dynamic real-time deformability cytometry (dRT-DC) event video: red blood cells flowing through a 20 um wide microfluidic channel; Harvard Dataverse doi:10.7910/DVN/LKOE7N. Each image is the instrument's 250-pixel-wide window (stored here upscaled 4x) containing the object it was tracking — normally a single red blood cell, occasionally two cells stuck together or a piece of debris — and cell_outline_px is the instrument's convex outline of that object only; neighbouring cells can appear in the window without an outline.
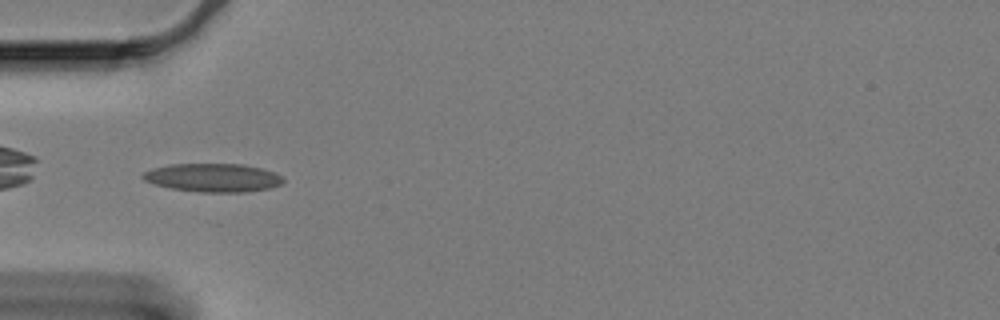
{"species": "Egyptian fruit bat (a non-hibernating species)", "species_latin": "Rousettus aegyptiacus", "temperature_condition": "cold", "stored_images_in_passage": 45, "camera_frame_rate_fps": 3000, "um_per_image_px": 0.085, "animal": {"sex": "female"}, "frame": {"image": 1, "passage_image": 3, "time_ms": 0.667, "image_size_px": [1000, 320], "cell_outline_px": [[284, 180], [280, 184], [268, 188], [244, 192], [200, 192], [172, 188], [156, 184], [144, 180], [140, 176], [144, 172], [152, 168], [172, 164], [244, 164], [276, 172], [284, 176]], "centroid_in_image_um": [18.12, 15.09], "position_along_channel_um": 66.9, "area_um2": 23.18}}
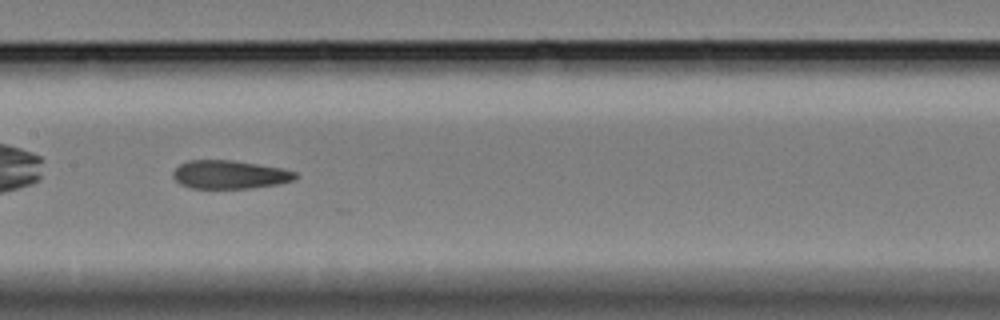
{"frame": {"image": 2, "passage_image": 14, "time_ms": 4.333, "image_size_px": [1000, 320], "cell_outline_px": [[296, 180], [280, 184], [252, 188], [192, 188], [180, 184], [172, 176], [172, 172], [180, 164], [188, 160], [232, 160], [280, 168], [296, 172]], "centroid_in_image_um": [19.52, 14.84], "position_along_channel_um": 187.9, "area_um2": 20.23}}
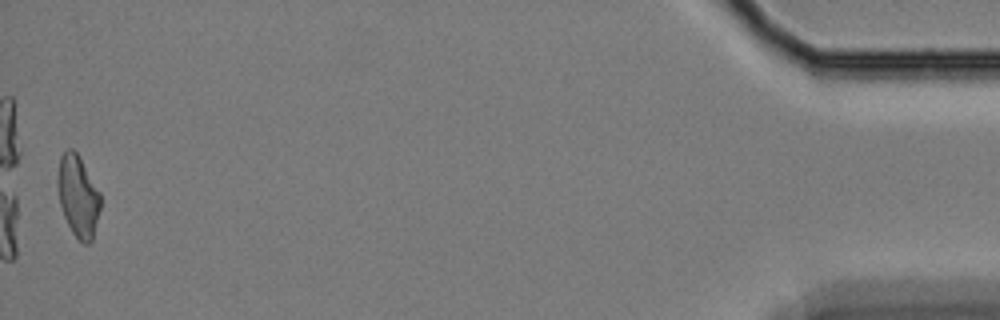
{"frame": {"image": 3, "passage_image": 44, "time_ms": 14.333, "image_size_px": [1000, 320], "cell_outline_px": [[100, 208], [92, 240], [88, 244], [84, 244], [72, 232], [64, 216], [60, 204], [56, 184], [56, 180], [60, 156], [68, 148], [72, 148], [76, 152], [100, 192]], "centroid_in_image_um": [6.61, 16.66], "position_along_channel_um": 428.6, "area_um2": 20.17}, "authors_computed_cell_mechanics": {"area_um2": 20.6924, "velocity_mm_per_s": 3.2854, "shape_relaxation_time_tau1_ms": null, "shape_relaxation_time_tau2_ms": 3.4647, "deformation_change_tau1": null, "deformation_change_tau2": 0.1106}}